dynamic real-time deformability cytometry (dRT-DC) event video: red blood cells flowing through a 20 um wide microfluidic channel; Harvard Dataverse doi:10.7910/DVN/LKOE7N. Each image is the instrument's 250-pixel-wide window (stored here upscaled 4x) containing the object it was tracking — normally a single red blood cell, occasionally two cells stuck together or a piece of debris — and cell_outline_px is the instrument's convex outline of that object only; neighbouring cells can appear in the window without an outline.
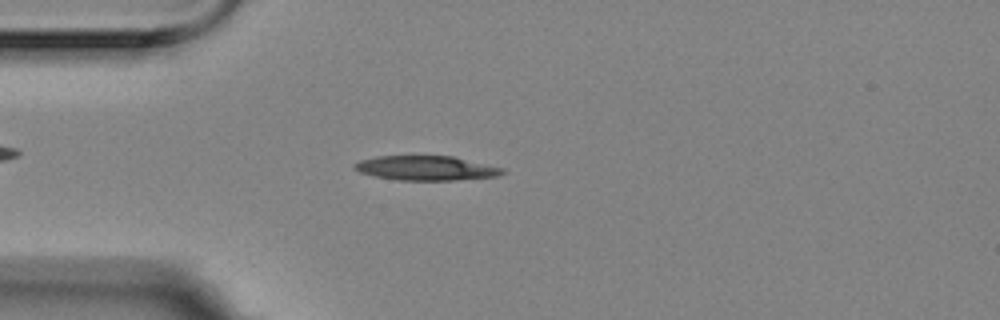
{"species": "Egyptian fruit bat (a non-hibernating species)", "species_latin": "Rousettus aegyptiacus", "temperature_condition": "room temperature", "stored_images_in_passage": 49, "camera_frame_rate_fps": 3000, "um_per_image_px": 0.085, "animal": {"sex": "female"}, "frame": {"image": 1, "passage_image": 7, "time_ms": 2.0, "image_size_px": [1000, 320], "cell_outline_px": [[508, 172], [500, 176], [456, 180], [396, 180], [376, 176], [360, 172], [352, 168], [352, 164], [360, 160], [376, 156], [452, 156], [504, 168]], "centroid_in_image_um": [36.24, 14.29], "position_along_channel_um": 48.8, "area_um2": 21.27}}
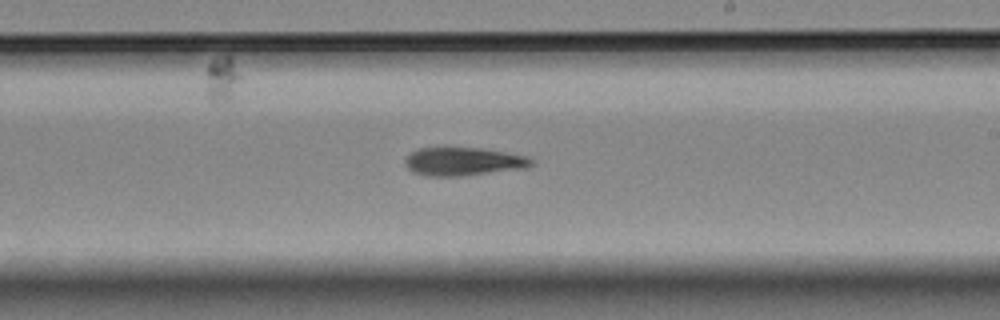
{"frame": {"image": 2, "passage_image": 25, "time_ms": 8.0, "image_size_px": [1000, 320], "cell_outline_px": [[532, 164], [528, 168], [460, 176], [428, 176], [412, 172], [404, 164], [404, 160], [416, 148], [484, 148], [528, 156], [532, 160]], "centroid_in_image_um": [39.39, 13.73], "position_along_channel_um": 249.6, "area_um2": 20.87}}
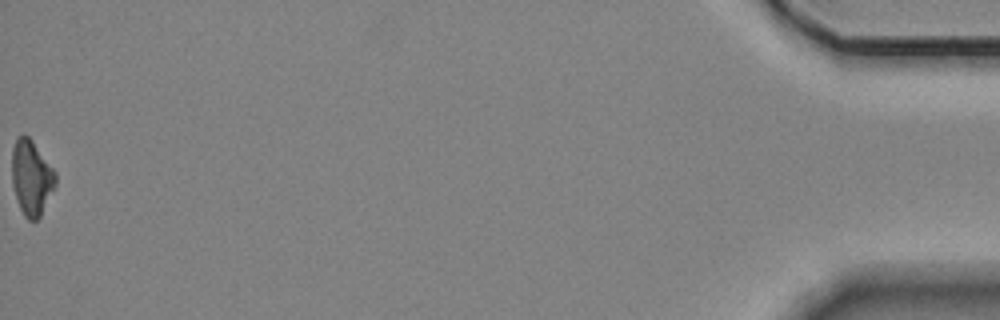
{"frame": {"image": 3, "passage_image": 49, "time_ms": 16.0, "image_size_px": [1000, 320], "cell_outline_px": [[56, 184], [40, 216], [36, 220], [28, 220], [24, 216], [20, 208], [12, 184], [12, 148], [16, 140], [24, 132], [32, 140], [56, 172]], "centroid_in_image_um": [2.67, 15.08], "position_along_channel_um": 432.5, "area_um2": 18.96}, "authors_computed_cell_mechanics": {"area_um2": 21.2126, "velocity_mm_per_s": 3.5242, "shape_relaxation_time_tau1_ms": 4.7957, "shape_relaxation_time_tau2_ms": null, "deformation_change_tau1": 0.1469, "deformation_change_tau2": null}}